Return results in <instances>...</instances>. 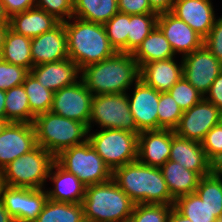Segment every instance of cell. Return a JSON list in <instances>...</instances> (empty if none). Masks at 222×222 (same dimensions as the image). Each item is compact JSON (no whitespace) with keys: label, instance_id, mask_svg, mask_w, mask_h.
Here are the masks:
<instances>
[{"label":"cell","instance_id":"cell-1","mask_svg":"<svg viewBox=\"0 0 222 222\" xmlns=\"http://www.w3.org/2000/svg\"><path fill=\"white\" fill-rule=\"evenodd\" d=\"M140 78L132 53L116 52L112 57L81 69L80 79L92 95L127 93Z\"/></svg>","mask_w":222,"mask_h":222},{"label":"cell","instance_id":"cell-2","mask_svg":"<svg viewBox=\"0 0 222 222\" xmlns=\"http://www.w3.org/2000/svg\"><path fill=\"white\" fill-rule=\"evenodd\" d=\"M112 179L135 204L174 205L160 168L136 160L115 168Z\"/></svg>","mask_w":222,"mask_h":222},{"label":"cell","instance_id":"cell-3","mask_svg":"<svg viewBox=\"0 0 222 222\" xmlns=\"http://www.w3.org/2000/svg\"><path fill=\"white\" fill-rule=\"evenodd\" d=\"M74 22H70V20ZM67 34L68 57L79 69L112 57L116 51L110 45L104 25L77 17L63 21Z\"/></svg>","mask_w":222,"mask_h":222},{"label":"cell","instance_id":"cell-4","mask_svg":"<svg viewBox=\"0 0 222 222\" xmlns=\"http://www.w3.org/2000/svg\"><path fill=\"white\" fill-rule=\"evenodd\" d=\"M82 205L85 222H127L135 203L111 178L86 186Z\"/></svg>","mask_w":222,"mask_h":222},{"label":"cell","instance_id":"cell-5","mask_svg":"<svg viewBox=\"0 0 222 222\" xmlns=\"http://www.w3.org/2000/svg\"><path fill=\"white\" fill-rule=\"evenodd\" d=\"M37 145L56 157L63 150L88 140L89 128L86 124L68 119L51 111L34 118Z\"/></svg>","mask_w":222,"mask_h":222},{"label":"cell","instance_id":"cell-6","mask_svg":"<svg viewBox=\"0 0 222 222\" xmlns=\"http://www.w3.org/2000/svg\"><path fill=\"white\" fill-rule=\"evenodd\" d=\"M55 157L41 146L16 158L2 170L4 185L43 189Z\"/></svg>","mask_w":222,"mask_h":222},{"label":"cell","instance_id":"cell-7","mask_svg":"<svg viewBox=\"0 0 222 222\" xmlns=\"http://www.w3.org/2000/svg\"><path fill=\"white\" fill-rule=\"evenodd\" d=\"M55 162L78 177L86 186L103 183L112 178L111 169L88 140L63 150L55 157Z\"/></svg>","mask_w":222,"mask_h":222},{"label":"cell","instance_id":"cell-8","mask_svg":"<svg viewBox=\"0 0 222 222\" xmlns=\"http://www.w3.org/2000/svg\"><path fill=\"white\" fill-rule=\"evenodd\" d=\"M88 133L91 146L111 171L137 160L138 134L119 129Z\"/></svg>","mask_w":222,"mask_h":222},{"label":"cell","instance_id":"cell-9","mask_svg":"<svg viewBox=\"0 0 222 222\" xmlns=\"http://www.w3.org/2000/svg\"><path fill=\"white\" fill-rule=\"evenodd\" d=\"M96 122L101 129H119L139 134L130 112L127 93L94 95L92 97L89 131Z\"/></svg>","mask_w":222,"mask_h":222},{"label":"cell","instance_id":"cell-10","mask_svg":"<svg viewBox=\"0 0 222 222\" xmlns=\"http://www.w3.org/2000/svg\"><path fill=\"white\" fill-rule=\"evenodd\" d=\"M5 185L1 203L15 222H34L48 200L46 190Z\"/></svg>","mask_w":222,"mask_h":222},{"label":"cell","instance_id":"cell-11","mask_svg":"<svg viewBox=\"0 0 222 222\" xmlns=\"http://www.w3.org/2000/svg\"><path fill=\"white\" fill-rule=\"evenodd\" d=\"M221 121L222 111L203 98L190 109L183 111L174 132L179 137L201 143L206 133Z\"/></svg>","mask_w":222,"mask_h":222},{"label":"cell","instance_id":"cell-12","mask_svg":"<svg viewBox=\"0 0 222 222\" xmlns=\"http://www.w3.org/2000/svg\"><path fill=\"white\" fill-rule=\"evenodd\" d=\"M92 97V93L79 79L75 84L54 92L50 111L62 117L82 122L89 128Z\"/></svg>","mask_w":222,"mask_h":222},{"label":"cell","instance_id":"cell-13","mask_svg":"<svg viewBox=\"0 0 222 222\" xmlns=\"http://www.w3.org/2000/svg\"><path fill=\"white\" fill-rule=\"evenodd\" d=\"M183 77L203 96L222 72V63L203 45L182 57Z\"/></svg>","mask_w":222,"mask_h":222},{"label":"cell","instance_id":"cell-14","mask_svg":"<svg viewBox=\"0 0 222 222\" xmlns=\"http://www.w3.org/2000/svg\"><path fill=\"white\" fill-rule=\"evenodd\" d=\"M36 146L33 123L9 122L0 134V171Z\"/></svg>","mask_w":222,"mask_h":222},{"label":"cell","instance_id":"cell-15","mask_svg":"<svg viewBox=\"0 0 222 222\" xmlns=\"http://www.w3.org/2000/svg\"><path fill=\"white\" fill-rule=\"evenodd\" d=\"M134 92L129 100L130 112L140 132L158 130V104L160 92L140 78L134 83Z\"/></svg>","mask_w":222,"mask_h":222},{"label":"cell","instance_id":"cell-16","mask_svg":"<svg viewBox=\"0 0 222 222\" xmlns=\"http://www.w3.org/2000/svg\"><path fill=\"white\" fill-rule=\"evenodd\" d=\"M157 27L169 41L175 55L180 53L183 57L204 45V38L171 12L158 15Z\"/></svg>","mask_w":222,"mask_h":222},{"label":"cell","instance_id":"cell-17","mask_svg":"<svg viewBox=\"0 0 222 222\" xmlns=\"http://www.w3.org/2000/svg\"><path fill=\"white\" fill-rule=\"evenodd\" d=\"M31 57L34 66L69 58L64 22L31 39Z\"/></svg>","mask_w":222,"mask_h":222},{"label":"cell","instance_id":"cell-18","mask_svg":"<svg viewBox=\"0 0 222 222\" xmlns=\"http://www.w3.org/2000/svg\"><path fill=\"white\" fill-rule=\"evenodd\" d=\"M171 144V129L142 131L138 134L137 160L160 168L169 159Z\"/></svg>","mask_w":222,"mask_h":222},{"label":"cell","instance_id":"cell-19","mask_svg":"<svg viewBox=\"0 0 222 222\" xmlns=\"http://www.w3.org/2000/svg\"><path fill=\"white\" fill-rule=\"evenodd\" d=\"M211 2V0H175L171 13L205 38L216 20Z\"/></svg>","mask_w":222,"mask_h":222},{"label":"cell","instance_id":"cell-20","mask_svg":"<svg viewBox=\"0 0 222 222\" xmlns=\"http://www.w3.org/2000/svg\"><path fill=\"white\" fill-rule=\"evenodd\" d=\"M30 73L41 85L56 92L75 84L80 78L81 70L75 62L67 58L58 62L33 66Z\"/></svg>","mask_w":222,"mask_h":222},{"label":"cell","instance_id":"cell-21","mask_svg":"<svg viewBox=\"0 0 222 222\" xmlns=\"http://www.w3.org/2000/svg\"><path fill=\"white\" fill-rule=\"evenodd\" d=\"M168 160L179 163L201 177L211 173V162L207 159L200 142L179 137L172 130V144Z\"/></svg>","mask_w":222,"mask_h":222},{"label":"cell","instance_id":"cell-22","mask_svg":"<svg viewBox=\"0 0 222 222\" xmlns=\"http://www.w3.org/2000/svg\"><path fill=\"white\" fill-rule=\"evenodd\" d=\"M53 170H56L53 172ZM54 188L46 191L48 199L55 202L82 203L85 197L86 185L78 177L71 174L54 162L49 176Z\"/></svg>","mask_w":222,"mask_h":222},{"label":"cell","instance_id":"cell-23","mask_svg":"<svg viewBox=\"0 0 222 222\" xmlns=\"http://www.w3.org/2000/svg\"><path fill=\"white\" fill-rule=\"evenodd\" d=\"M182 75V59L178 65L174 57L146 63L140 68V79L158 92H168Z\"/></svg>","mask_w":222,"mask_h":222},{"label":"cell","instance_id":"cell-24","mask_svg":"<svg viewBox=\"0 0 222 222\" xmlns=\"http://www.w3.org/2000/svg\"><path fill=\"white\" fill-rule=\"evenodd\" d=\"M61 21L44 10L33 7L10 17V28L18 34L28 38H35L52 30Z\"/></svg>","mask_w":222,"mask_h":222},{"label":"cell","instance_id":"cell-25","mask_svg":"<svg viewBox=\"0 0 222 222\" xmlns=\"http://www.w3.org/2000/svg\"><path fill=\"white\" fill-rule=\"evenodd\" d=\"M160 169L174 199L195 192L201 179L198 173L172 160H167Z\"/></svg>","mask_w":222,"mask_h":222},{"label":"cell","instance_id":"cell-26","mask_svg":"<svg viewBox=\"0 0 222 222\" xmlns=\"http://www.w3.org/2000/svg\"><path fill=\"white\" fill-rule=\"evenodd\" d=\"M132 55L137 60L139 68L146 63L175 57L169 41L157 26L142 41Z\"/></svg>","mask_w":222,"mask_h":222},{"label":"cell","instance_id":"cell-27","mask_svg":"<svg viewBox=\"0 0 222 222\" xmlns=\"http://www.w3.org/2000/svg\"><path fill=\"white\" fill-rule=\"evenodd\" d=\"M1 59L10 64L32 69L31 38L16 33L10 27L3 43Z\"/></svg>","mask_w":222,"mask_h":222},{"label":"cell","instance_id":"cell-28","mask_svg":"<svg viewBox=\"0 0 222 222\" xmlns=\"http://www.w3.org/2000/svg\"><path fill=\"white\" fill-rule=\"evenodd\" d=\"M118 11L117 0H73V17L104 25Z\"/></svg>","mask_w":222,"mask_h":222},{"label":"cell","instance_id":"cell-29","mask_svg":"<svg viewBox=\"0 0 222 222\" xmlns=\"http://www.w3.org/2000/svg\"><path fill=\"white\" fill-rule=\"evenodd\" d=\"M34 222H85L83 205L48 199Z\"/></svg>","mask_w":222,"mask_h":222},{"label":"cell","instance_id":"cell-30","mask_svg":"<svg viewBox=\"0 0 222 222\" xmlns=\"http://www.w3.org/2000/svg\"><path fill=\"white\" fill-rule=\"evenodd\" d=\"M5 113L9 122L33 123L36 116L30 111L23 84L6 91Z\"/></svg>","mask_w":222,"mask_h":222},{"label":"cell","instance_id":"cell-31","mask_svg":"<svg viewBox=\"0 0 222 222\" xmlns=\"http://www.w3.org/2000/svg\"><path fill=\"white\" fill-rule=\"evenodd\" d=\"M173 207L192 222H217L218 218L196 192L179 196Z\"/></svg>","mask_w":222,"mask_h":222},{"label":"cell","instance_id":"cell-32","mask_svg":"<svg viewBox=\"0 0 222 222\" xmlns=\"http://www.w3.org/2000/svg\"><path fill=\"white\" fill-rule=\"evenodd\" d=\"M23 87L28 97L30 111L35 116L51 110L54 92L41 85L31 73L26 76Z\"/></svg>","mask_w":222,"mask_h":222},{"label":"cell","instance_id":"cell-33","mask_svg":"<svg viewBox=\"0 0 222 222\" xmlns=\"http://www.w3.org/2000/svg\"><path fill=\"white\" fill-rule=\"evenodd\" d=\"M202 201L208 205L219 219L222 216V179L212 172L201 177L195 190Z\"/></svg>","mask_w":222,"mask_h":222},{"label":"cell","instance_id":"cell-34","mask_svg":"<svg viewBox=\"0 0 222 222\" xmlns=\"http://www.w3.org/2000/svg\"><path fill=\"white\" fill-rule=\"evenodd\" d=\"M159 14L130 15L129 33L127 36V53H133L142 41L157 26Z\"/></svg>","mask_w":222,"mask_h":222},{"label":"cell","instance_id":"cell-35","mask_svg":"<svg viewBox=\"0 0 222 222\" xmlns=\"http://www.w3.org/2000/svg\"><path fill=\"white\" fill-rule=\"evenodd\" d=\"M130 15L118 12L104 24L110 45L116 52L127 53V36L129 33Z\"/></svg>","mask_w":222,"mask_h":222},{"label":"cell","instance_id":"cell-36","mask_svg":"<svg viewBox=\"0 0 222 222\" xmlns=\"http://www.w3.org/2000/svg\"><path fill=\"white\" fill-rule=\"evenodd\" d=\"M158 130H174L183 115V110L168 92H160L158 104Z\"/></svg>","mask_w":222,"mask_h":222},{"label":"cell","instance_id":"cell-37","mask_svg":"<svg viewBox=\"0 0 222 222\" xmlns=\"http://www.w3.org/2000/svg\"><path fill=\"white\" fill-rule=\"evenodd\" d=\"M173 205L135 204L127 222H167Z\"/></svg>","mask_w":222,"mask_h":222},{"label":"cell","instance_id":"cell-38","mask_svg":"<svg viewBox=\"0 0 222 222\" xmlns=\"http://www.w3.org/2000/svg\"><path fill=\"white\" fill-rule=\"evenodd\" d=\"M168 93L183 111L190 109L204 98L203 94L194 88L183 76L172 86Z\"/></svg>","mask_w":222,"mask_h":222},{"label":"cell","instance_id":"cell-39","mask_svg":"<svg viewBox=\"0 0 222 222\" xmlns=\"http://www.w3.org/2000/svg\"><path fill=\"white\" fill-rule=\"evenodd\" d=\"M29 73L28 69L10 64L0 58V90L7 91L22 85Z\"/></svg>","mask_w":222,"mask_h":222},{"label":"cell","instance_id":"cell-40","mask_svg":"<svg viewBox=\"0 0 222 222\" xmlns=\"http://www.w3.org/2000/svg\"><path fill=\"white\" fill-rule=\"evenodd\" d=\"M36 7L63 22L73 17V0H36Z\"/></svg>","mask_w":222,"mask_h":222},{"label":"cell","instance_id":"cell-41","mask_svg":"<svg viewBox=\"0 0 222 222\" xmlns=\"http://www.w3.org/2000/svg\"><path fill=\"white\" fill-rule=\"evenodd\" d=\"M201 145L211 163L222 154V121L206 133Z\"/></svg>","mask_w":222,"mask_h":222},{"label":"cell","instance_id":"cell-42","mask_svg":"<svg viewBox=\"0 0 222 222\" xmlns=\"http://www.w3.org/2000/svg\"><path fill=\"white\" fill-rule=\"evenodd\" d=\"M204 45L222 63V16L215 20L210 33L204 38Z\"/></svg>","mask_w":222,"mask_h":222},{"label":"cell","instance_id":"cell-43","mask_svg":"<svg viewBox=\"0 0 222 222\" xmlns=\"http://www.w3.org/2000/svg\"><path fill=\"white\" fill-rule=\"evenodd\" d=\"M118 11L129 15L158 14L150 6L148 0H117Z\"/></svg>","mask_w":222,"mask_h":222},{"label":"cell","instance_id":"cell-44","mask_svg":"<svg viewBox=\"0 0 222 222\" xmlns=\"http://www.w3.org/2000/svg\"><path fill=\"white\" fill-rule=\"evenodd\" d=\"M4 4L6 13L11 17L13 14L24 12L36 7V0H0Z\"/></svg>","mask_w":222,"mask_h":222},{"label":"cell","instance_id":"cell-45","mask_svg":"<svg viewBox=\"0 0 222 222\" xmlns=\"http://www.w3.org/2000/svg\"><path fill=\"white\" fill-rule=\"evenodd\" d=\"M206 95L204 98L222 111V72L213 81Z\"/></svg>","mask_w":222,"mask_h":222},{"label":"cell","instance_id":"cell-46","mask_svg":"<svg viewBox=\"0 0 222 222\" xmlns=\"http://www.w3.org/2000/svg\"><path fill=\"white\" fill-rule=\"evenodd\" d=\"M151 8L158 14L171 12L175 0H148Z\"/></svg>","mask_w":222,"mask_h":222},{"label":"cell","instance_id":"cell-47","mask_svg":"<svg viewBox=\"0 0 222 222\" xmlns=\"http://www.w3.org/2000/svg\"><path fill=\"white\" fill-rule=\"evenodd\" d=\"M167 222H192L190 219L182 216L174 207L169 213Z\"/></svg>","mask_w":222,"mask_h":222},{"label":"cell","instance_id":"cell-48","mask_svg":"<svg viewBox=\"0 0 222 222\" xmlns=\"http://www.w3.org/2000/svg\"><path fill=\"white\" fill-rule=\"evenodd\" d=\"M211 172L222 178V154L211 163Z\"/></svg>","mask_w":222,"mask_h":222},{"label":"cell","instance_id":"cell-49","mask_svg":"<svg viewBox=\"0 0 222 222\" xmlns=\"http://www.w3.org/2000/svg\"><path fill=\"white\" fill-rule=\"evenodd\" d=\"M0 222H15L8 210L0 202Z\"/></svg>","mask_w":222,"mask_h":222},{"label":"cell","instance_id":"cell-50","mask_svg":"<svg viewBox=\"0 0 222 222\" xmlns=\"http://www.w3.org/2000/svg\"><path fill=\"white\" fill-rule=\"evenodd\" d=\"M10 23V17L6 13L4 4L0 1V26H7Z\"/></svg>","mask_w":222,"mask_h":222},{"label":"cell","instance_id":"cell-51","mask_svg":"<svg viewBox=\"0 0 222 222\" xmlns=\"http://www.w3.org/2000/svg\"><path fill=\"white\" fill-rule=\"evenodd\" d=\"M5 98H6V91L0 90V119H6Z\"/></svg>","mask_w":222,"mask_h":222},{"label":"cell","instance_id":"cell-52","mask_svg":"<svg viewBox=\"0 0 222 222\" xmlns=\"http://www.w3.org/2000/svg\"><path fill=\"white\" fill-rule=\"evenodd\" d=\"M9 27H10L9 25L0 26V58L2 55V48H3V43L5 41V36Z\"/></svg>","mask_w":222,"mask_h":222},{"label":"cell","instance_id":"cell-53","mask_svg":"<svg viewBox=\"0 0 222 222\" xmlns=\"http://www.w3.org/2000/svg\"><path fill=\"white\" fill-rule=\"evenodd\" d=\"M9 123L6 119H0V134L5 129L6 125Z\"/></svg>","mask_w":222,"mask_h":222},{"label":"cell","instance_id":"cell-54","mask_svg":"<svg viewBox=\"0 0 222 222\" xmlns=\"http://www.w3.org/2000/svg\"><path fill=\"white\" fill-rule=\"evenodd\" d=\"M4 181H3V175L2 172L0 171V201H1V193H2V189L4 187Z\"/></svg>","mask_w":222,"mask_h":222},{"label":"cell","instance_id":"cell-55","mask_svg":"<svg viewBox=\"0 0 222 222\" xmlns=\"http://www.w3.org/2000/svg\"><path fill=\"white\" fill-rule=\"evenodd\" d=\"M217 222H222V216L217 220Z\"/></svg>","mask_w":222,"mask_h":222}]
</instances>
